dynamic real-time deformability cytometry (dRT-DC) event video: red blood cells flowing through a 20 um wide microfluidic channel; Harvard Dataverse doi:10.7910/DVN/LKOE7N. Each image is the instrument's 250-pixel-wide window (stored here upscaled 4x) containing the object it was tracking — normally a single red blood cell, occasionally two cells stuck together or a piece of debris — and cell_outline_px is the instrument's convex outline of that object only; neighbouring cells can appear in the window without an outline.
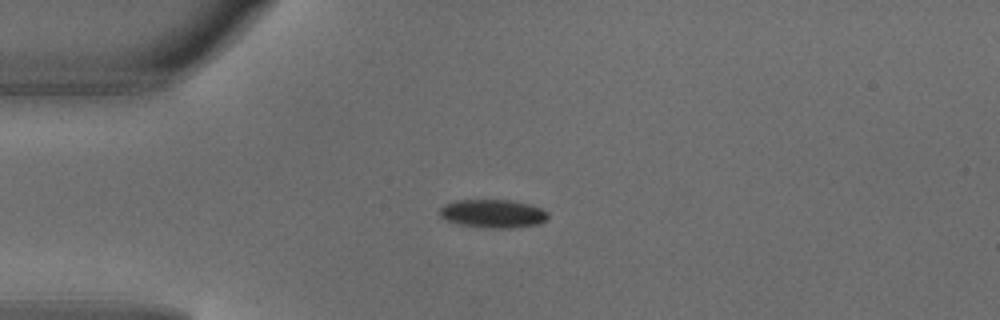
{"species": "common noctule bat (a hibernating species)", "species_latin": "Nyctalus noctula", "temperature_condition": "warm", "stored_images_in_passage": 2, "camera_frame_rate_fps": 3000, "um_per_image_px": 0.085, "animal": {"sex": "male", "body_mass_g": 18.8}, "frame": {"image": 1, "passage_image": 1, "time_ms": 0.0, "image_size_px": [1000, 320], "cell_outline_px": [[548, 216], [540, 224], [508, 228], [484, 228], [460, 224], [448, 220], [440, 216], [440, 208], [444, 204], [456, 200], [508, 200], [528, 204], [540, 208], [548, 212]], "centroid_in_image_um": [41.89, 18.16], "position_along_channel_um": 43.1, "area_um2": 17.74}}
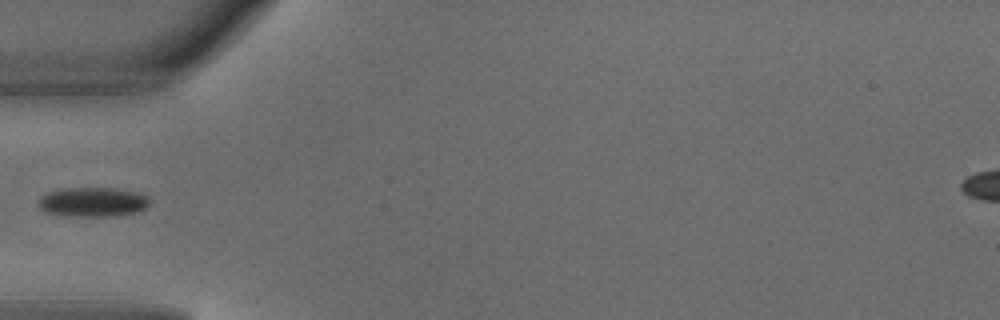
{"frame": {"image": 2, "passage_image": 2, "time_ms": 0.333, "image_size_px": [1000, 320], "cell_outline_px": [[148, 204], [144, 208], [136, 212], [112, 216], [64, 216], [44, 212], [36, 204], [36, 200], [40, 196], [48, 192], [60, 188], [112, 188], [136, 192], [148, 196]], "centroid_in_image_um": [7.78, 17.17], "position_along_channel_um": 77.2, "area_um2": 19.25}}